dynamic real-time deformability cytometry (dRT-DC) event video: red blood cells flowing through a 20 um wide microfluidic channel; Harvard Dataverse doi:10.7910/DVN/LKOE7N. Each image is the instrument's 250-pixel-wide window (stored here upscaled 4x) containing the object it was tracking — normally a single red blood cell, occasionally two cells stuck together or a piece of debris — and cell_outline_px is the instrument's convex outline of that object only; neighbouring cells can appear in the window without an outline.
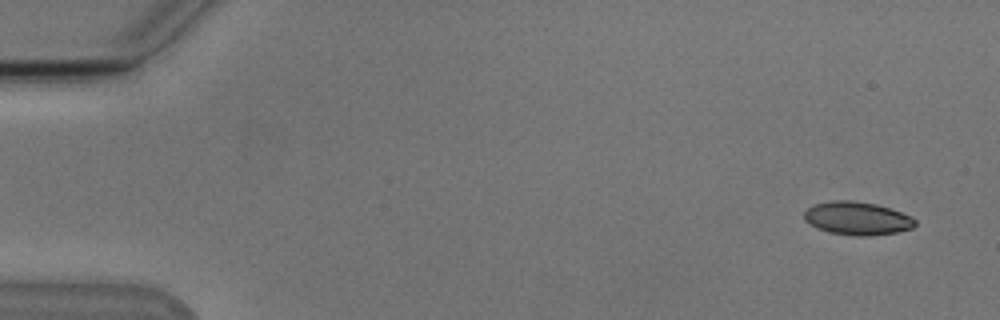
{"species": "Egyptian fruit bat (a non-hibernating species)", "species_latin": "Rousettus aegyptiacus", "temperature_condition": "cold", "stored_images_in_passage": 52, "camera_frame_rate_fps": 3000, "um_per_image_px": 0.085, "animal": {"sex": "male"}, "frame": {"image": 1, "passage_image": 1, "time_ms": 0.0, "image_size_px": [1000, 320], "cell_outline_px": [[916, 224], [912, 228], [896, 232], [868, 236], [856, 236], [828, 232], [804, 220], [804, 212], [808, 208], [816, 204], [832, 200], [852, 200], [876, 204], [912, 216], [916, 220]], "centroid_in_image_um": [72.88, 18.56], "position_along_channel_um": 12.1, "area_um2": 21.27}}
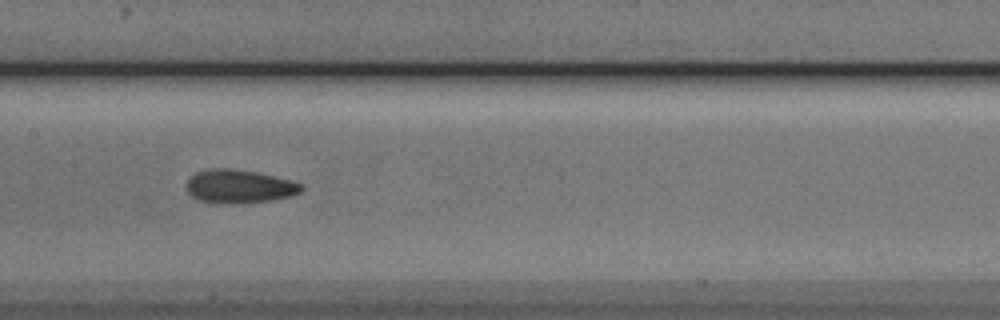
{"frame": {"image": 2, "passage_image": 25, "time_ms": 8.0, "image_size_px": [1000, 320], "cell_outline_px": [[304, 188], [300, 192], [292, 196], [272, 200], [244, 204], [212, 204], [200, 200], [192, 196], [188, 192], [188, 180], [196, 172], [212, 168], [228, 168], [256, 172], [304, 184]], "centroid_in_image_um": [20.35, 15.87], "position_along_channel_um": 187.1, "area_um2": 22.54}}
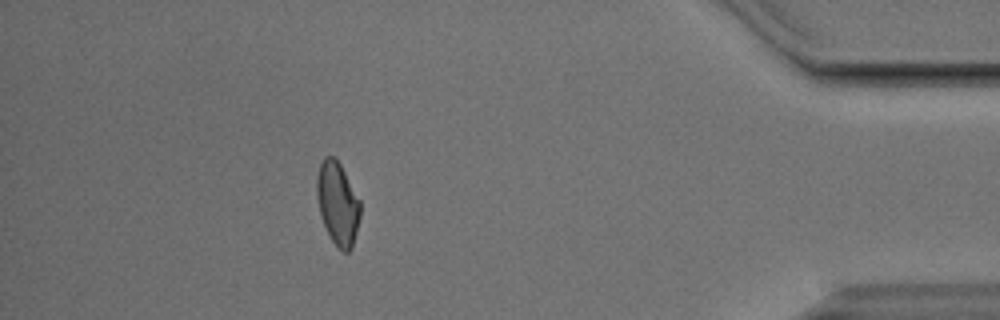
{"frame": {"image": 3, "passage_image": 46, "time_ms": 15.0, "image_size_px": [1000, 320], "cell_outline_px": [[360, 216], [352, 248], [348, 252], [344, 252], [332, 240], [320, 216], [316, 196], [316, 176], [320, 164], [324, 156], [332, 156], [340, 164], [360, 200]], "centroid_in_image_um": [28.68, 17.27], "position_along_channel_um": 406.5, "area_um2": 20.87}, "authors_computed_cell_mechanics": {"area_um2": 21.6172, "velocity_mm_per_s": 3.8258, "shape_relaxation_time_tau1_ms": 6.6615, "shape_relaxation_time_tau2_ms": 2.5589, "deformation_change_tau1": 0.1383, "deformation_change_tau2": 0.0807}}